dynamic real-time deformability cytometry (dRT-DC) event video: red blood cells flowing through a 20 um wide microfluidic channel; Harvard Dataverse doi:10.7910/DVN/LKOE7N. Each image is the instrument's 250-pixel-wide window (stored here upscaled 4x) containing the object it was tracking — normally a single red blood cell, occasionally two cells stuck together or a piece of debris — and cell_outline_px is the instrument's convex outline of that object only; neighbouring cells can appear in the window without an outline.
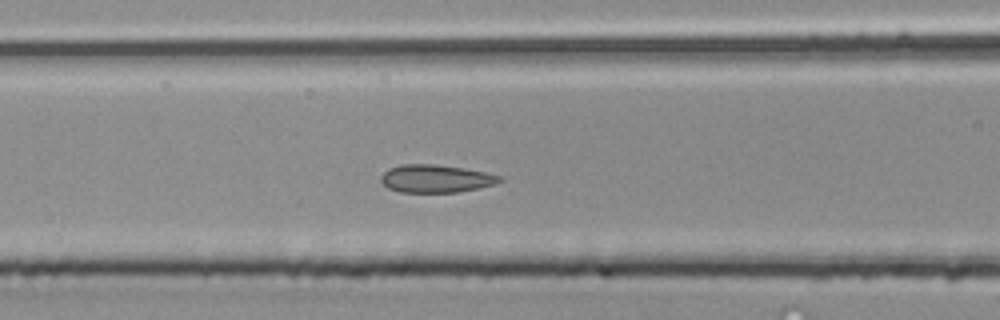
{"species": "common noctule bat (a hibernating species)", "species_latin": "Nyctalus noctula", "temperature_condition": "room temperature", "stored_images_in_passage": 47, "segment_of_instrument_passage": [2, 2], "camera_frame_rate_fps": 3000, "um_per_image_px": 0.085, "animal": {"sex": "male", "body_mass_g": 20.4}, "frame": {"image": 1, "passage_image": 17, "time_ms": 5.333, "image_size_px": [1000, 320], "cell_outline_px": [[504, 180], [496, 184], [456, 192], [400, 192], [388, 188], [380, 180], [380, 176], [388, 168], [400, 164], [436, 164], [464, 168], [504, 176]], "centroid_in_image_um": [37.05, 15.17], "position_along_channel_um": 129.6, "area_um2": 19.36}}
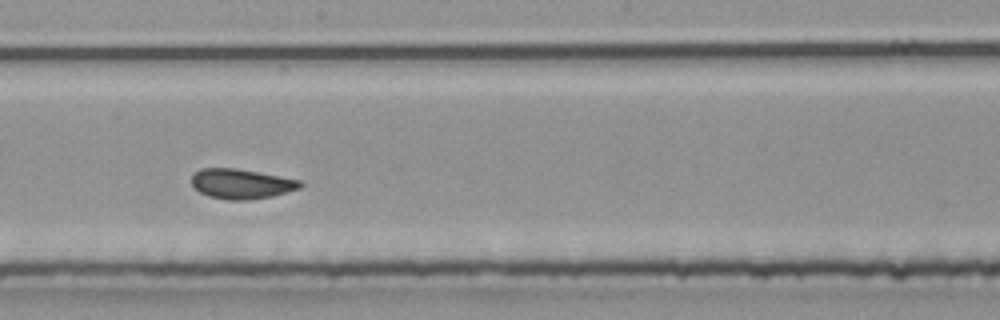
{"frame": {"image": 2, "passage_image": 24, "time_ms": 7.667, "image_size_px": [1000, 320], "cell_outline_px": [[304, 184], [300, 188], [272, 196], [248, 200], [228, 200], [208, 196], [192, 188], [192, 172], [200, 168], [236, 168], [300, 180]], "centroid_in_image_um": [20.46, 15.62], "position_along_channel_um": 227.7, "area_um2": 19.02}}
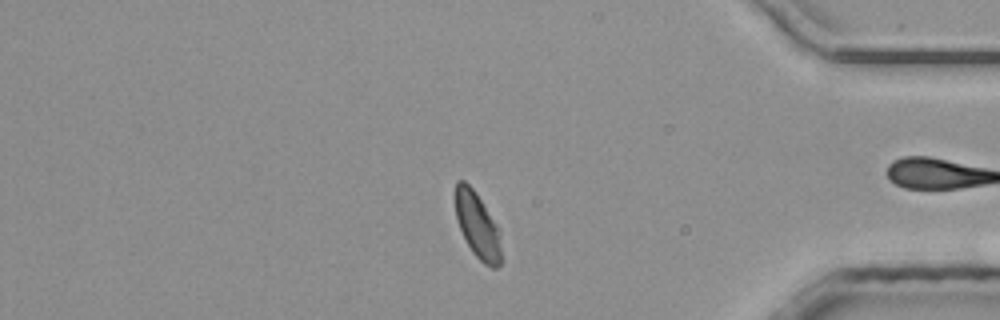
{"frame": {"image": 3, "passage_image": 38, "time_ms": 12.333, "image_size_px": [1000, 320], "cell_outline_px": [[504, 260], [496, 268], [492, 268], [484, 264], [472, 252], [460, 228], [456, 216], [452, 196], [456, 180], [464, 180], [476, 192], [500, 228]], "centroid_in_image_um": [40.61, 19.15], "position_along_channel_um": 394.6, "area_um2": 18.5}}